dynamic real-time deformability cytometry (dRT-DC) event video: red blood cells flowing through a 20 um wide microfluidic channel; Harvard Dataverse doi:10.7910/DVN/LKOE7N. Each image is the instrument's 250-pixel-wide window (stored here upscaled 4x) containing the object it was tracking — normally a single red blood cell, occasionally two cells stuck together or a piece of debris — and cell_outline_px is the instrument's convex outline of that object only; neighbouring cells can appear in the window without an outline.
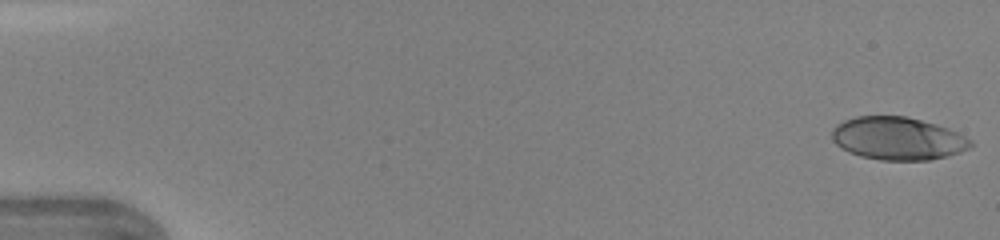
{"species": "human", "species_latin": "Homo sapiens", "temperature_condition": "warm", "stored_images_in_passage": 44, "camera_frame_rate_fps": 3000, "um_per_image_px": 0.085, "donor": {"sex": "female"}, "frame": {"image": 1, "passage_image": 1, "time_ms": 0.0, "image_size_px": [1000, 240], "cell_outline_px": [[972, 148], [948, 156], [928, 160], [880, 160], [860, 156], [848, 152], [840, 148], [832, 140], [832, 128], [836, 124], [844, 120], [856, 116], [904, 116], [936, 124], [948, 128], [972, 140]], "centroid_in_image_um": [76.29, 11.77], "position_along_channel_um": 8.7, "area_um2": 34.8}}
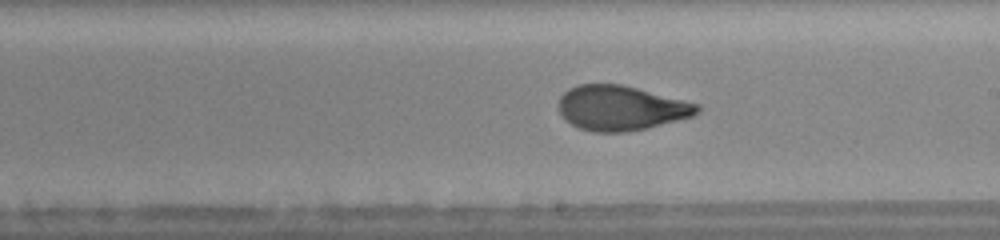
{"frame": {"image": 2, "passage_image": 26, "time_ms": 8.333, "image_size_px": [1000, 240], "cell_outline_px": [[700, 112], [692, 116], [644, 128], [624, 132], [592, 132], [580, 128], [564, 120], [560, 112], [560, 96], [568, 88], [580, 84], [620, 84], [700, 104]], "centroid_in_image_um": [52.76, 9.17], "position_along_channel_um": 236.2, "area_um2": 35.78}}
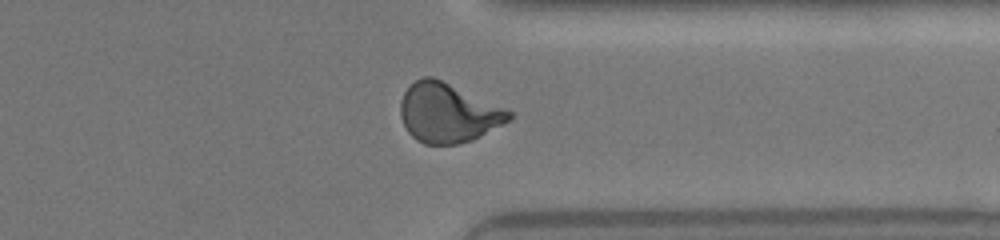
{"frame": {"image": 3, "passage_image": 35, "time_ms": 11.333, "image_size_px": [1000, 240], "cell_outline_px": [[512, 116], [504, 124], [472, 140], [456, 144], [424, 144], [416, 140], [408, 132], [400, 116], [400, 100], [404, 92], [416, 80], [424, 76], [432, 76], [504, 108], [512, 112]], "centroid_in_image_um": [38.04, 9.61], "position_along_channel_um": 373.4, "area_um2": 37.05}}